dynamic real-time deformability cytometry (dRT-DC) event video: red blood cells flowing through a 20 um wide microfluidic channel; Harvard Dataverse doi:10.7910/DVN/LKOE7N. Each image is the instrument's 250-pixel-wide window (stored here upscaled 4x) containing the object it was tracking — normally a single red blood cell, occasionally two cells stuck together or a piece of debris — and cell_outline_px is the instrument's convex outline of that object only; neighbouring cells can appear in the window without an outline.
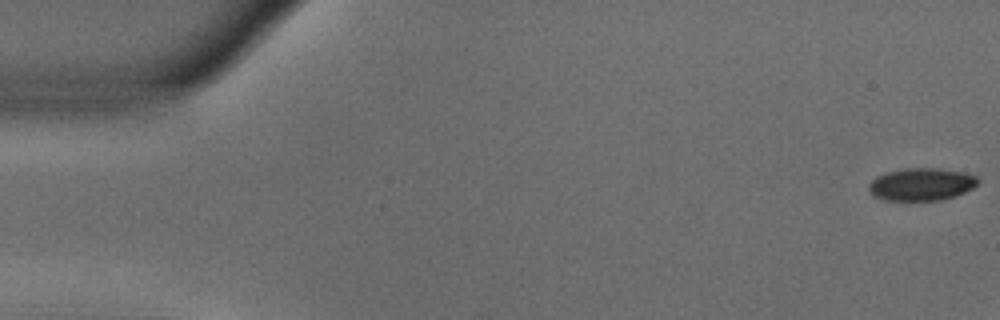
{"species": "common noctule bat (a hibernating species)", "species_latin": "Nyctalus noctula", "temperature_condition": "warm", "stored_images_in_passage": 11, "camera_frame_rate_fps": 3000, "um_per_image_px": 0.085, "animal": {"sex": "male", "body_mass_g": 18.8}, "frame": {"image": 1, "passage_image": 1, "time_ms": 0.0, "image_size_px": [1000, 320], "cell_outline_px": [[976, 184], [972, 188], [956, 196], [940, 200], [884, 200], [872, 196], [868, 188], [868, 184], [876, 176], [884, 172], [904, 168], [936, 168], [964, 172], [976, 176]], "centroid_in_image_um": [78.26, 15.66], "position_along_channel_um": 6.7, "area_um2": 20.75}}